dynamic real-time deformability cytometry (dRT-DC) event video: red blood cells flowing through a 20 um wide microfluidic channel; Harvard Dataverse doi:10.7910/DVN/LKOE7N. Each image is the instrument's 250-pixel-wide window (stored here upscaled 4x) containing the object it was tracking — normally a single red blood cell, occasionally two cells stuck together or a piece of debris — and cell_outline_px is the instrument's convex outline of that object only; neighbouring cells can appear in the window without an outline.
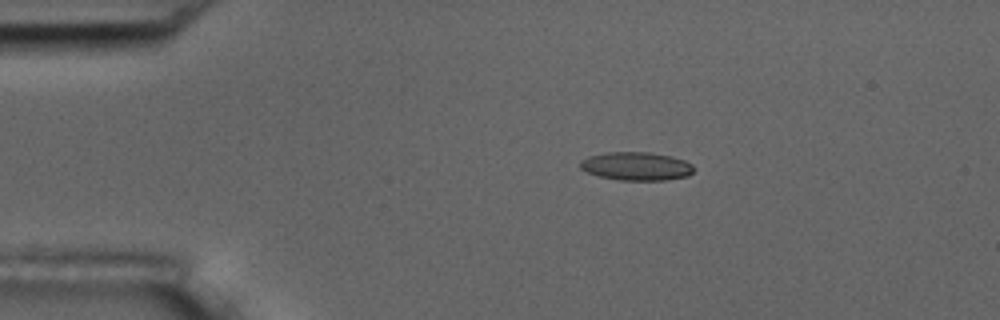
{"species": "common noctule bat (a hibernating species)", "species_latin": "Nyctalus noctula", "temperature_condition": "room temperature", "stored_images_in_passage": 3, "camera_frame_rate_fps": 3000, "um_per_image_px": 0.085, "animal": {"sex": "male", "body_mass_g": 17.5, "forearm_length_mm": 52.3}, "frame": {"image": 1, "passage_image": 1, "time_ms": 0.0, "image_size_px": [1000, 320], "cell_outline_px": [[692, 172], [688, 176], [664, 180], [620, 180], [600, 176], [588, 172], [580, 168], [580, 160], [588, 156], [604, 152], [648, 152], [672, 156], [684, 160], [692, 164]], "centroid_in_image_um": [54.07, 14.12], "position_along_channel_um": 30.9, "area_um2": 18.73}}
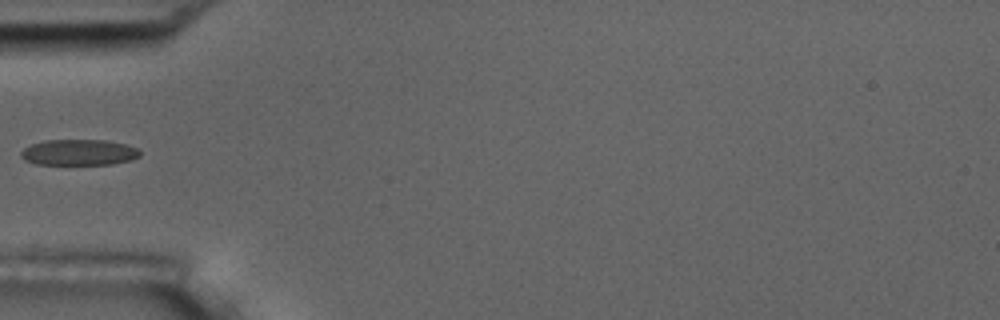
{"frame": {"image": 2, "passage_image": 3, "time_ms": 2.667, "image_size_px": [1000, 320], "cell_outline_px": [[140, 156], [132, 160], [112, 164], [36, 164], [24, 160], [20, 156], [20, 152], [24, 148], [32, 144], [44, 140], [104, 140], [128, 144], [136, 148], [140, 152]], "centroid_in_image_um": [6.71, 12.95], "position_along_channel_um": 78.3, "area_um2": 18.03}}